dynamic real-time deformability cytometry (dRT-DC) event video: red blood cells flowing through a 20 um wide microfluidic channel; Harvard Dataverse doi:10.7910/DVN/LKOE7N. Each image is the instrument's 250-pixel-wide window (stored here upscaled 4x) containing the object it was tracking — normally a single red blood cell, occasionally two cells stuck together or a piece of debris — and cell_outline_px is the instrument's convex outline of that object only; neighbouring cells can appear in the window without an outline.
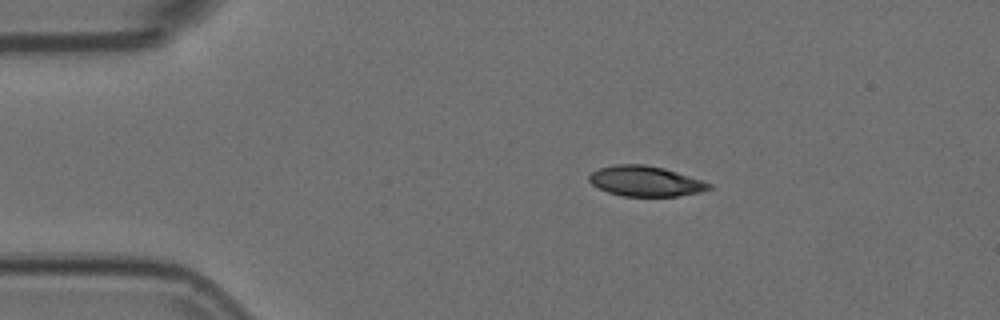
{"species": "Egyptian fruit bat (a non-hibernating species)", "species_latin": "Rousettus aegyptiacus", "temperature_condition": "room temperature", "stored_images_in_passage": 3, "camera_frame_rate_fps": 3000, "um_per_image_px": 0.085, "animal": {"sex": "female"}, "frame": {"image": 1, "passage_image": 2, "time_ms": 0.333, "image_size_px": [1000, 320], "cell_outline_px": [[712, 188], [700, 192], [676, 196], [624, 196], [608, 192], [592, 184], [588, 180], [588, 176], [592, 172], [600, 168], [616, 164], [644, 164], [664, 168], [712, 184]], "centroid_in_image_um": [54.85, 15.4], "position_along_channel_um": 30.2, "area_um2": 20.92}}